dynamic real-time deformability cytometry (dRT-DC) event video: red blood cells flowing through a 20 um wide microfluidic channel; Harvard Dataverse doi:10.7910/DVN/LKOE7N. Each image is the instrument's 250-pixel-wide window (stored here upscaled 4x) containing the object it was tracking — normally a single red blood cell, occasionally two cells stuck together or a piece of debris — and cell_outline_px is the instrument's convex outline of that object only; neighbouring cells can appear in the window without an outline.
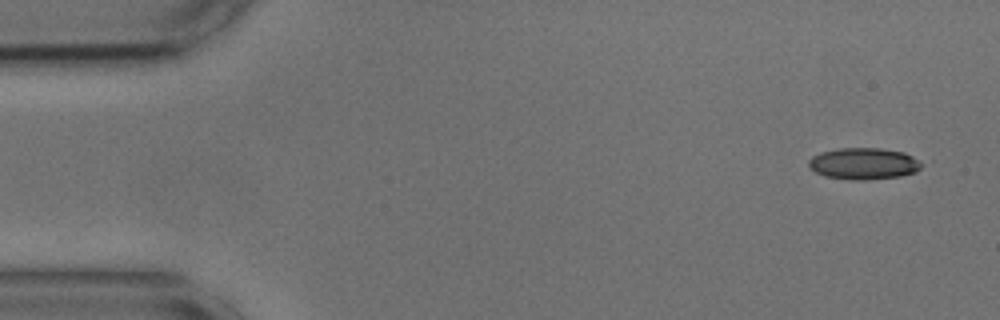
{"species": "common noctule bat (a hibernating species)", "species_latin": "Nyctalus noctula", "temperature_condition": "cold", "stored_images_in_passage": 15, "camera_frame_rate_fps": 3000, "um_per_image_px": 0.085, "animal": {"sex": "male", "body_mass_g": 17.9, "forearm_length_mm": 54.2}, "frame": {"image": 1, "passage_image": 1, "time_ms": 0.0, "image_size_px": [1000, 320], "cell_outline_px": [[924, 164], [916, 172], [900, 176], [864, 180], [852, 180], [824, 176], [816, 172], [808, 164], [808, 160], [812, 156], [820, 152], [840, 148], [880, 148], [904, 152], [920, 160]], "centroid_in_image_um": [73.43, 13.9], "position_along_channel_um": 11.6, "area_um2": 20.87}}
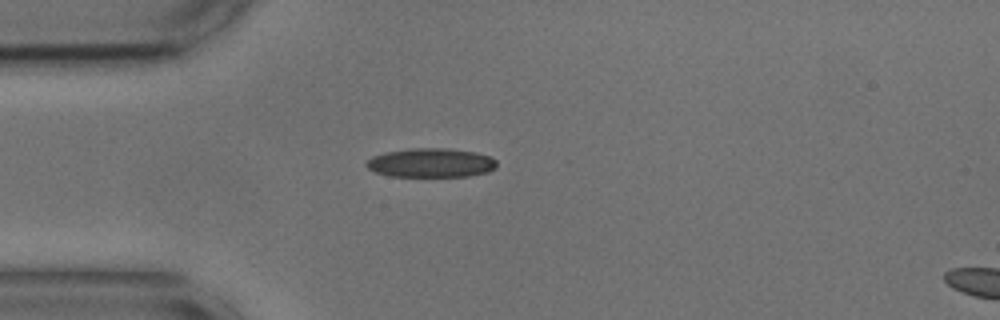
{"frame": {"image": 2, "passage_image": 12, "time_ms": 3.667, "image_size_px": [1000, 320], "cell_outline_px": [[496, 168], [488, 172], [468, 176], [388, 176], [376, 172], [368, 168], [364, 164], [372, 156], [384, 152], [408, 148], [448, 148], [476, 152], [488, 156], [496, 160]], "centroid_in_image_um": [36.61, 13.83], "position_along_channel_um": 48.4, "area_um2": 22.2}}